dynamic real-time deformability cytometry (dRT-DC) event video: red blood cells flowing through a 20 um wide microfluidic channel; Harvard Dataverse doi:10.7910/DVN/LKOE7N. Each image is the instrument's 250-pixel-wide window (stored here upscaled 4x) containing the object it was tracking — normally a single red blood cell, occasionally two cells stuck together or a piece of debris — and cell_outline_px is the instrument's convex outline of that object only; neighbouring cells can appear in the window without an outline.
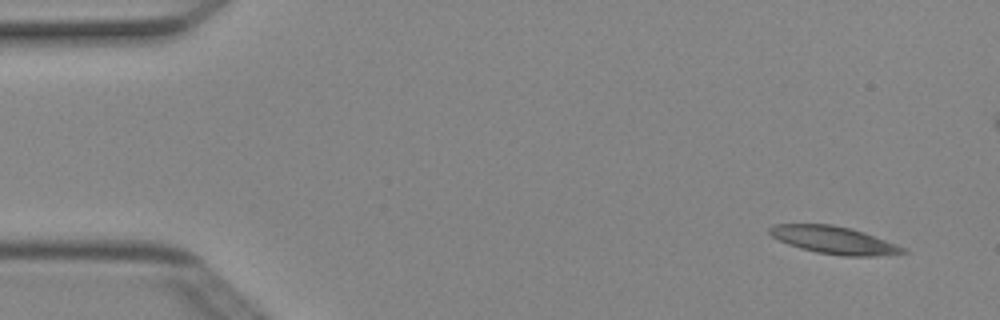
{"species": "Egyptian fruit bat (a non-hibernating species)", "species_latin": "Rousettus aegyptiacus", "temperature_condition": "cold", "stored_images_in_passage": 5, "camera_frame_rate_fps": 3000, "um_per_image_px": 0.085, "animal": {"sex": "female"}, "frame": {"image": 1, "passage_image": 1, "time_ms": 0.0, "image_size_px": [1000, 320], "cell_outline_px": [[908, 252], [876, 256], [844, 256], [816, 252], [800, 248], [788, 244], [772, 236], [768, 232], [768, 228], [772, 224], [832, 224], [852, 228], [864, 232], [896, 244], [904, 248]], "centroid_in_image_um": [70.86, 20.4], "position_along_channel_um": 14.1, "area_um2": 21.33}}